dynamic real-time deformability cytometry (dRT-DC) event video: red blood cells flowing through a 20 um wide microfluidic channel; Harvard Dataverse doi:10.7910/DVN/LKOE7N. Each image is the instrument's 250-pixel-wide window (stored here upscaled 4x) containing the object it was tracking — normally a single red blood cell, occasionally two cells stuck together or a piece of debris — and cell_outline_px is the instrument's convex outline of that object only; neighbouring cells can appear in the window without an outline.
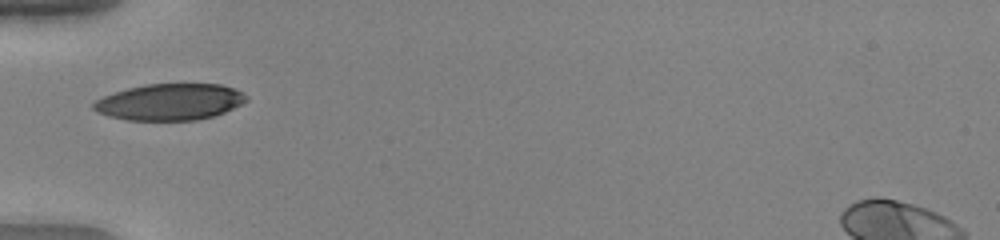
{"species": "human", "species_latin": "Homo sapiens", "temperature_condition": "warm", "stored_images_in_passage": 35, "camera_frame_rate_fps": 3000, "um_per_image_px": 0.085, "donor": {"sex": "female"}, "frame": {"image": 1, "passage_image": 1, "time_ms": 0.0, "image_size_px": [1000, 240], "cell_outline_px": [[248, 100], [224, 112], [212, 116], [196, 120], [128, 120], [108, 116], [96, 112], [92, 108], [92, 104], [96, 100], [104, 96], [128, 88], [144, 84], [220, 84], [244, 92], [248, 96]], "centroid_in_image_um": [14.42, 8.66], "position_along_channel_um": 70.6, "area_um2": 32.37}}
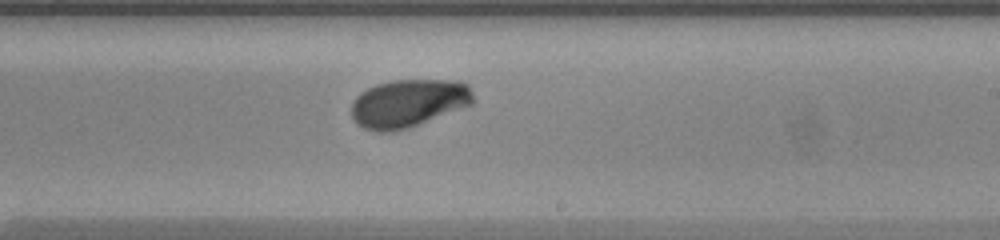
{"frame": {"image": 2, "passage_image": 15, "time_ms": 4.667, "image_size_px": [1000, 240], "cell_outline_px": [[476, 100], [472, 104], [420, 124], [408, 128], [392, 132], [376, 132], [364, 128], [356, 124], [352, 116], [352, 100], [360, 92], [376, 84], [396, 80], [456, 80], [468, 84]], "centroid_in_image_um": [34.71, 8.78], "position_along_channel_um": 254.3, "area_um2": 34.33}}
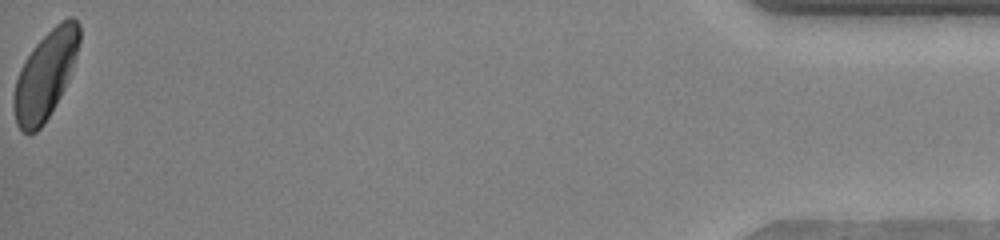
{"frame": {"image": 3, "passage_image": 35, "time_ms": 11.333, "image_size_px": [1000, 240], "cell_outline_px": [[80, 40], [76, 56], [68, 80], [60, 96], [44, 124], [36, 132], [28, 136], [16, 124], [12, 104], [12, 100], [16, 80], [20, 68], [24, 60], [32, 48], [60, 20], [68, 16], [72, 16], [80, 24]], "centroid_in_image_um": [3.84, 6.38], "position_along_channel_um": 431.4, "area_um2": 33.58}, "authors_computed_cell_mechanics": {"area_um2": 33.4662, "velocity_mm_per_s": 3.9644, "shape_relaxation_time_tau1_ms": 2.4722, "shape_relaxation_time_tau2_ms": null, "deformation_change_tau1": 0.1417, "deformation_change_tau2": null}}